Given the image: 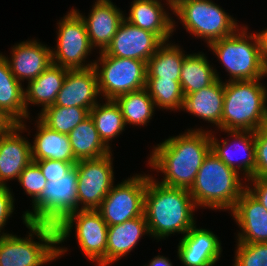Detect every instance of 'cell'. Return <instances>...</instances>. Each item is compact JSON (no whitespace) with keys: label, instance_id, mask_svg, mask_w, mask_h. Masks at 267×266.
<instances>
[{"label":"cell","instance_id":"ac0fdd59","mask_svg":"<svg viewBox=\"0 0 267 266\" xmlns=\"http://www.w3.org/2000/svg\"><path fill=\"white\" fill-rule=\"evenodd\" d=\"M229 213L241 230L236 243H267V210L247 189Z\"/></svg>","mask_w":267,"mask_h":266},{"label":"cell","instance_id":"e575fe53","mask_svg":"<svg viewBox=\"0 0 267 266\" xmlns=\"http://www.w3.org/2000/svg\"><path fill=\"white\" fill-rule=\"evenodd\" d=\"M233 266H267V243H237Z\"/></svg>","mask_w":267,"mask_h":266},{"label":"cell","instance_id":"f1b7e54d","mask_svg":"<svg viewBox=\"0 0 267 266\" xmlns=\"http://www.w3.org/2000/svg\"><path fill=\"white\" fill-rule=\"evenodd\" d=\"M185 53L177 44L162 42L147 62V79L180 80Z\"/></svg>","mask_w":267,"mask_h":266},{"label":"cell","instance_id":"8d00e7d4","mask_svg":"<svg viewBox=\"0 0 267 266\" xmlns=\"http://www.w3.org/2000/svg\"><path fill=\"white\" fill-rule=\"evenodd\" d=\"M255 178L267 179V131L262 128L254 132Z\"/></svg>","mask_w":267,"mask_h":266},{"label":"cell","instance_id":"ffe728a7","mask_svg":"<svg viewBox=\"0 0 267 266\" xmlns=\"http://www.w3.org/2000/svg\"><path fill=\"white\" fill-rule=\"evenodd\" d=\"M98 78L94 67L67 70L61 90L52 106L82 107L91 110L99 101Z\"/></svg>","mask_w":267,"mask_h":266},{"label":"cell","instance_id":"8fae6325","mask_svg":"<svg viewBox=\"0 0 267 266\" xmlns=\"http://www.w3.org/2000/svg\"><path fill=\"white\" fill-rule=\"evenodd\" d=\"M67 13L57 23L56 47L51 49L52 63L68 70L93 67L94 60L86 61L93 47L85 22L74 9Z\"/></svg>","mask_w":267,"mask_h":266},{"label":"cell","instance_id":"603a6c76","mask_svg":"<svg viewBox=\"0 0 267 266\" xmlns=\"http://www.w3.org/2000/svg\"><path fill=\"white\" fill-rule=\"evenodd\" d=\"M225 82L217 79L211 85L184 96L182 111L194 115L222 131Z\"/></svg>","mask_w":267,"mask_h":266},{"label":"cell","instance_id":"7bdbcfd3","mask_svg":"<svg viewBox=\"0 0 267 266\" xmlns=\"http://www.w3.org/2000/svg\"><path fill=\"white\" fill-rule=\"evenodd\" d=\"M260 41V46L267 64V28L260 32H256Z\"/></svg>","mask_w":267,"mask_h":266},{"label":"cell","instance_id":"b9f144b4","mask_svg":"<svg viewBox=\"0 0 267 266\" xmlns=\"http://www.w3.org/2000/svg\"><path fill=\"white\" fill-rule=\"evenodd\" d=\"M144 266H173L168 257L161 256L160 254L152 258L147 265Z\"/></svg>","mask_w":267,"mask_h":266},{"label":"cell","instance_id":"9a60e30c","mask_svg":"<svg viewBox=\"0 0 267 266\" xmlns=\"http://www.w3.org/2000/svg\"><path fill=\"white\" fill-rule=\"evenodd\" d=\"M162 41L152 32L123 20L110 45L103 51L118 58H132L148 62Z\"/></svg>","mask_w":267,"mask_h":266},{"label":"cell","instance_id":"f35d334b","mask_svg":"<svg viewBox=\"0 0 267 266\" xmlns=\"http://www.w3.org/2000/svg\"><path fill=\"white\" fill-rule=\"evenodd\" d=\"M14 194L8 186H0V236L9 235L4 233V227L7 225L8 219L14 212L15 204Z\"/></svg>","mask_w":267,"mask_h":266},{"label":"cell","instance_id":"d4e9b609","mask_svg":"<svg viewBox=\"0 0 267 266\" xmlns=\"http://www.w3.org/2000/svg\"><path fill=\"white\" fill-rule=\"evenodd\" d=\"M66 68L50 64L37 78L28 82L25 90L27 120H30L28 105H40L41 111L52 106L61 90L67 73Z\"/></svg>","mask_w":267,"mask_h":266},{"label":"cell","instance_id":"30bf717a","mask_svg":"<svg viewBox=\"0 0 267 266\" xmlns=\"http://www.w3.org/2000/svg\"><path fill=\"white\" fill-rule=\"evenodd\" d=\"M77 169L74 167L58 181L47 182L32 210L23 213V224L40 223L57 226L69 213L78 210Z\"/></svg>","mask_w":267,"mask_h":266},{"label":"cell","instance_id":"7a4b0ae2","mask_svg":"<svg viewBox=\"0 0 267 266\" xmlns=\"http://www.w3.org/2000/svg\"><path fill=\"white\" fill-rule=\"evenodd\" d=\"M189 189L169 187L147 175L144 215L151 238L158 242L174 233L183 236L196 224V210Z\"/></svg>","mask_w":267,"mask_h":266},{"label":"cell","instance_id":"44dd1931","mask_svg":"<svg viewBox=\"0 0 267 266\" xmlns=\"http://www.w3.org/2000/svg\"><path fill=\"white\" fill-rule=\"evenodd\" d=\"M7 59L11 72L19 82L37 78L52 64L51 48L37 39L22 41L13 45Z\"/></svg>","mask_w":267,"mask_h":266},{"label":"cell","instance_id":"d6a6232c","mask_svg":"<svg viewBox=\"0 0 267 266\" xmlns=\"http://www.w3.org/2000/svg\"><path fill=\"white\" fill-rule=\"evenodd\" d=\"M89 109L82 107L49 106L38 113V118L51 130L68 135L89 116Z\"/></svg>","mask_w":267,"mask_h":266},{"label":"cell","instance_id":"e0dca14e","mask_svg":"<svg viewBox=\"0 0 267 266\" xmlns=\"http://www.w3.org/2000/svg\"><path fill=\"white\" fill-rule=\"evenodd\" d=\"M83 19L92 47L103 52L110 45L125 13L112 0H96L88 16L73 8Z\"/></svg>","mask_w":267,"mask_h":266},{"label":"cell","instance_id":"8992f818","mask_svg":"<svg viewBox=\"0 0 267 266\" xmlns=\"http://www.w3.org/2000/svg\"><path fill=\"white\" fill-rule=\"evenodd\" d=\"M27 237L0 236V266H43L58 259L57 228L51 224L27 223ZM34 235L39 240H33Z\"/></svg>","mask_w":267,"mask_h":266},{"label":"cell","instance_id":"2e32d148","mask_svg":"<svg viewBox=\"0 0 267 266\" xmlns=\"http://www.w3.org/2000/svg\"><path fill=\"white\" fill-rule=\"evenodd\" d=\"M177 250V256L184 266H214L223 249L213 231L197 228L195 224L180 238Z\"/></svg>","mask_w":267,"mask_h":266},{"label":"cell","instance_id":"52a82bcc","mask_svg":"<svg viewBox=\"0 0 267 266\" xmlns=\"http://www.w3.org/2000/svg\"><path fill=\"white\" fill-rule=\"evenodd\" d=\"M225 11L212 0H184L173 9L172 14L179 18L186 32L195 38L204 39L208 46L241 27Z\"/></svg>","mask_w":267,"mask_h":266},{"label":"cell","instance_id":"836d02e7","mask_svg":"<svg viewBox=\"0 0 267 266\" xmlns=\"http://www.w3.org/2000/svg\"><path fill=\"white\" fill-rule=\"evenodd\" d=\"M146 90L153 99L156 108L171 111L182 110L184 94L180 80L146 79Z\"/></svg>","mask_w":267,"mask_h":266},{"label":"cell","instance_id":"1f68e13d","mask_svg":"<svg viewBox=\"0 0 267 266\" xmlns=\"http://www.w3.org/2000/svg\"><path fill=\"white\" fill-rule=\"evenodd\" d=\"M115 102L121 109L125 125H147L156 108L146 88L120 95Z\"/></svg>","mask_w":267,"mask_h":266},{"label":"cell","instance_id":"5bb4252c","mask_svg":"<svg viewBox=\"0 0 267 266\" xmlns=\"http://www.w3.org/2000/svg\"><path fill=\"white\" fill-rule=\"evenodd\" d=\"M221 132L227 133L228 137H232H229L231 140L228 138L222 139L221 143V141L214 136L215 134L211 129V151L227 166L240 173V175H244L242 178L245 179V182L251 178H255L256 154L254 131L222 130Z\"/></svg>","mask_w":267,"mask_h":266},{"label":"cell","instance_id":"6da1fadb","mask_svg":"<svg viewBox=\"0 0 267 266\" xmlns=\"http://www.w3.org/2000/svg\"><path fill=\"white\" fill-rule=\"evenodd\" d=\"M148 165L161 172L158 181L165 186L190 189L208 153L211 151L210 130L192 128L154 145Z\"/></svg>","mask_w":267,"mask_h":266},{"label":"cell","instance_id":"ba28073f","mask_svg":"<svg viewBox=\"0 0 267 266\" xmlns=\"http://www.w3.org/2000/svg\"><path fill=\"white\" fill-rule=\"evenodd\" d=\"M75 226V227H74ZM73 227L79 248L97 266H106L108 225L97 210H77L69 213L57 226L58 259L68 251L60 247L72 233Z\"/></svg>","mask_w":267,"mask_h":266},{"label":"cell","instance_id":"d6986e66","mask_svg":"<svg viewBox=\"0 0 267 266\" xmlns=\"http://www.w3.org/2000/svg\"><path fill=\"white\" fill-rule=\"evenodd\" d=\"M26 126L22 122L0 135V186H7L8 180L18 181L20 173L32 161L30 140L20 134L27 131Z\"/></svg>","mask_w":267,"mask_h":266},{"label":"cell","instance_id":"7c38bea8","mask_svg":"<svg viewBox=\"0 0 267 266\" xmlns=\"http://www.w3.org/2000/svg\"><path fill=\"white\" fill-rule=\"evenodd\" d=\"M147 175L135 174L113 185L97 211L108 226L144 215Z\"/></svg>","mask_w":267,"mask_h":266},{"label":"cell","instance_id":"4316f807","mask_svg":"<svg viewBox=\"0 0 267 266\" xmlns=\"http://www.w3.org/2000/svg\"><path fill=\"white\" fill-rule=\"evenodd\" d=\"M23 86L12 74L5 55L0 52V108L18 124L27 119Z\"/></svg>","mask_w":267,"mask_h":266},{"label":"cell","instance_id":"f546056e","mask_svg":"<svg viewBox=\"0 0 267 266\" xmlns=\"http://www.w3.org/2000/svg\"><path fill=\"white\" fill-rule=\"evenodd\" d=\"M68 136L77 161L99 158L112 152L100 139L90 115L78 124Z\"/></svg>","mask_w":267,"mask_h":266},{"label":"cell","instance_id":"f6af8a7d","mask_svg":"<svg viewBox=\"0 0 267 266\" xmlns=\"http://www.w3.org/2000/svg\"><path fill=\"white\" fill-rule=\"evenodd\" d=\"M264 129L267 131V117H266V122H265Z\"/></svg>","mask_w":267,"mask_h":266},{"label":"cell","instance_id":"5b68a950","mask_svg":"<svg viewBox=\"0 0 267 266\" xmlns=\"http://www.w3.org/2000/svg\"><path fill=\"white\" fill-rule=\"evenodd\" d=\"M247 30V25H242L233 34L207 46L227 71L228 81L267 77V64L258 35Z\"/></svg>","mask_w":267,"mask_h":266},{"label":"cell","instance_id":"ab89813d","mask_svg":"<svg viewBox=\"0 0 267 266\" xmlns=\"http://www.w3.org/2000/svg\"><path fill=\"white\" fill-rule=\"evenodd\" d=\"M246 189L265 207L267 210V179L251 178L247 180ZM250 183V184H249ZM252 184V185H251ZM252 187H251V186Z\"/></svg>","mask_w":267,"mask_h":266},{"label":"cell","instance_id":"3957f363","mask_svg":"<svg viewBox=\"0 0 267 266\" xmlns=\"http://www.w3.org/2000/svg\"><path fill=\"white\" fill-rule=\"evenodd\" d=\"M240 177V173L210 151L189 189L194 204L197 208L231 211L246 190V182H242Z\"/></svg>","mask_w":267,"mask_h":266},{"label":"cell","instance_id":"74e56055","mask_svg":"<svg viewBox=\"0 0 267 266\" xmlns=\"http://www.w3.org/2000/svg\"><path fill=\"white\" fill-rule=\"evenodd\" d=\"M34 162L39 166L47 182L58 181L63 176L68 174L77 163V162H64L61 160H52V159L36 160Z\"/></svg>","mask_w":267,"mask_h":266},{"label":"cell","instance_id":"9c48e42d","mask_svg":"<svg viewBox=\"0 0 267 266\" xmlns=\"http://www.w3.org/2000/svg\"><path fill=\"white\" fill-rule=\"evenodd\" d=\"M100 96L115 100L128 92L145 88L147 62L132 58H118L99 52L94 60Z\"/></svg>","mask_w":267,"mask_h":266},{"label":"cell","instance_id":"484cf974","mask_svg":"<svg viewBox=\"0 0 267 266\" xmlns=\"http://www.w3.org/2000/svg\"><path fill=\"white\" fill-rule=\"evenodd\" d=\"M34 124L37 131L31 144L32 161L52 159L78 162L74 157L68 135L51 130L39 119H36Z\"/></svg>","mask_w":267,"mask_h":266},{"label":"cell","instance_id":"4dcf8cb0","mask_svg":"<svg viewBox=\"0 0 267 266\" xmlns=\"http://www.w3.org/2000/svg\"><path fill=\"white\" fill-rule=\"evenodd\" d=\"M89 115L94 121L100 139L109 149H112L110 142L119 137L126 126L119 105L115 100L98 102L89 111Z\"/></svg>","mask_w":267,"mask_h":266},{"label":"cell","instance_id":"ee69618b","mask_svg":"<svg viewBox=\"0 0 267 266\" xmlns=\"http://www.w3.org/2000/svg\"><path fill=\"white\" fill-rule=\"evenodd\" d=\"M184 0H166V3L168 5L169 10L173 11V9Z\"/></svg>","mask_w":267,"mask_h":266},{"label":"cell","instance_id":"cb8c5ba5","mask_svg":"<svg viewBox=\"0 0 267 266\" xmlns=\"http://www.w3.org/2000/svg\"><path fill=\"white\" fill-rule=\"evenodd\" d=\"M144 235L150 236L145 215L108 226L106 266L126 257Z\"/></svg>","mask_w":267,"mask_h":266},{"label":"cell","instance_id":"d590c367","mask_svg":"<svg viewBox=\"0 0 267 266\" xmlns=\"http://www.w3.org/2000/svg\"><path fill=\"white\" fill-rule=\"evenodd\" d=\"M18 182L26 192L25 194L32 198V203L40 196L47 184L46 178L34 161H31L20 173Z\"/></svg>","mask_w":267,"mask_h":266},{"label":"cell","instance_id":"83f0119b","mask_svg":"<svg viewBox=\"0 0 267 266\" xmlns=\"http://www.w3.org/2000/svg\"><path fill=\"white\" fill-rule=\"evenodd\" d=\"M217 79L221 80V77L204 52L191 53L184 58L180 74V85L184 96L211 85Z\"/></svg>","mask_w":267,"mask_h":266},{"label":"cell","instance_id":"4fadbf2b","mask_svg":"<svg viewBox=\"0 0 267 266\" xmlns=\"http://www.w3.org/2000/svg\"><path fill=\"white\" fill-rule=\"evenodd\" d=\"M112 152L95 159L79 160L77 169L78 210H97L114 185Z\"/></svg>","mask_w":267,"mask_h":266},{"label":"cell","instance_id":"277c9868","mask_svg":"<svg viewBox=\"0 0 267 266\" xmlns=\"http://www.w3.org/2000/svg\"><path fill=\"white\" fill-rule=\"evenodd\" d=\"M262 79L225 81L223 131H256L265 126L267 86Z\"/></svg>","mask_w":267,"mask_h":266},{"label":"cell","instance_id":"60d3db41","mask_svg":"<svg viewBox=\"0 0 267 266\" xmlns=\"http://www.w3.org/2000/svg\"><path fill=\"white\" fill-rule=\"evenodd\" d=\"M18 123L0 108V135L9 133Z\"/></svg>","mask_w":267,"mask_h":266},{"label":"cell","instance_id":"7402d4cb","mask_svg":"<svg viewBox=\"0 0 267 266\" xmlns=\"http://www.w3.org/2000/svg\"><path fill=\"white\" fill-rule=\"evenodd\" d=\"M162 0H133L124 19L143 30L154 33L162 42L169 41L176 30L175 20L166 11Z\"/></svg>","mask_w":267,"mask_h":266}]
</instances>
